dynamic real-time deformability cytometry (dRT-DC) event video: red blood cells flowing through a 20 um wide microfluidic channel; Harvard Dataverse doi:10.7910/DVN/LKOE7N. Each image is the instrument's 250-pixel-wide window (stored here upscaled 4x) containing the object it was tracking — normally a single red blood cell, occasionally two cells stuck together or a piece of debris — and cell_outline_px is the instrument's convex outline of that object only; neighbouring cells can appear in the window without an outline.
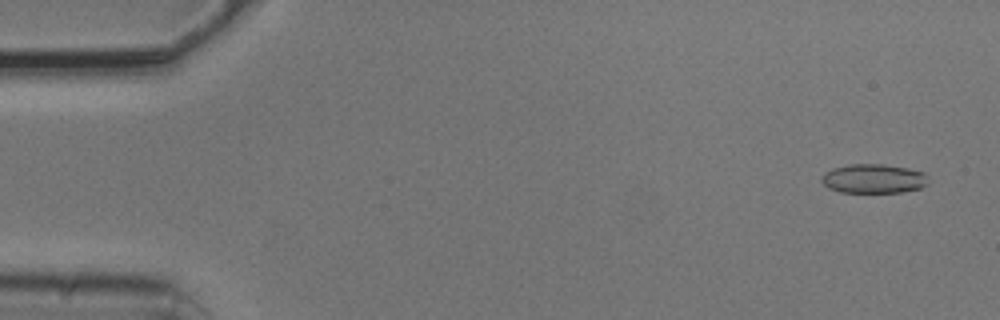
{"species": "common noctule bat (a hibernating species)", "species_latin": "Nyctalus noctula", "temperature_condition": "cold", "stored_images_in_passage": 5, "camera_frame_rate_fps": 3000, "um_per_image_px": 0.085, "animal": {"sex": "male", "body_mass_g": 20.5, "forearm_length_mm": 52.5}, "frame": {"image": 1, "passage_image": 1, "time_ms": 0.0, "image_size_px": [1000, 320], "cell_outline_px": [[928, 184], [920, 188], [900, 192], [840, 192], [828, 188], [820, 180], [820, 176], [824, 172], [832, 168], [848, 164], [884, 164], [908, 168], [924, 172]], "centroid_in_image_um": [74.2, 15.18], "position_along_channel_um": 10.8, "area_um2": 18.26}}
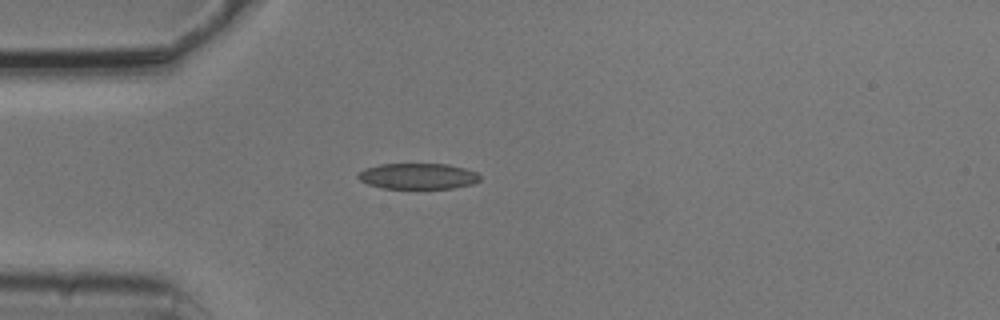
{"frame": {"image": 2, "passage_image": 4, "time_ms": 1.0, "image_size_px": [1000, 320], "cell_outline_px": [[480, 180], [472, 184], [452, 188], [384, 188], [368, 184], [360, 180], [356, 176], [364, 168], [380, 164], [448, 164], [464, 168], [476, 172], [480, 176]], "centroid_in_image_um": [35.52, 14.97], "position_along_channel_um": 49.5, "area_um2": 18.26}}